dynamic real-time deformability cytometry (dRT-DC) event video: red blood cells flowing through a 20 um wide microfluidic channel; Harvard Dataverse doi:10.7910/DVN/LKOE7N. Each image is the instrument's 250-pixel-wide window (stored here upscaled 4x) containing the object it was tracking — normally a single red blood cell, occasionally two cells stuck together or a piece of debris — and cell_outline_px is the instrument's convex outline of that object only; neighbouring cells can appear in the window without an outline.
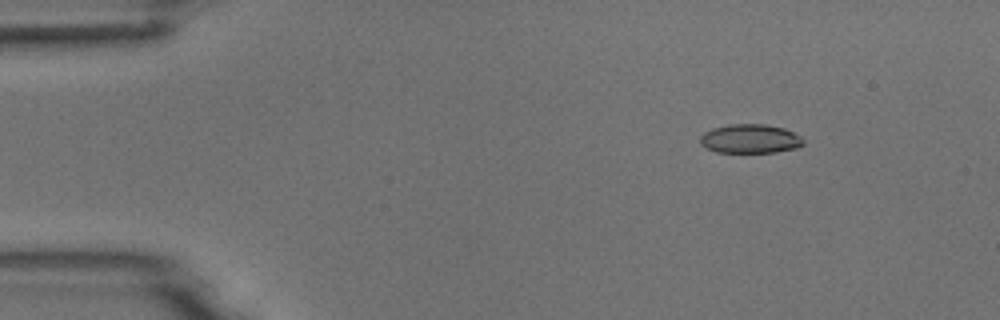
{"species": "common noctule bat (a hibernating species)", "species_latin": "Nyctalus noctula", "temperature_condition": "room temperature", "stored_images_in_passage": 7, "camera_frame_rate_fps": 3000, "um_per_image_px": 0.085, "animal": {"sex": "male", "body_mass_g": 18.8}, "frame": {"image": 1, "passage_image": 2, "time_ms": 1.333, "image_size_px": [1000, 320], "cell_outline_px": [[804, 144], [796, 148], [776, 152], [716, 152], [704, 148], [700, 144], [700, 136], [704, 132], [712, 128], [728, 124], [764, 124], [784, 128], [800, 136], [804, 140]], "centroid_in_image_um": [63.73, 11.79], "position_along_channel_um": 21.3, "area_um2": 17.57}}
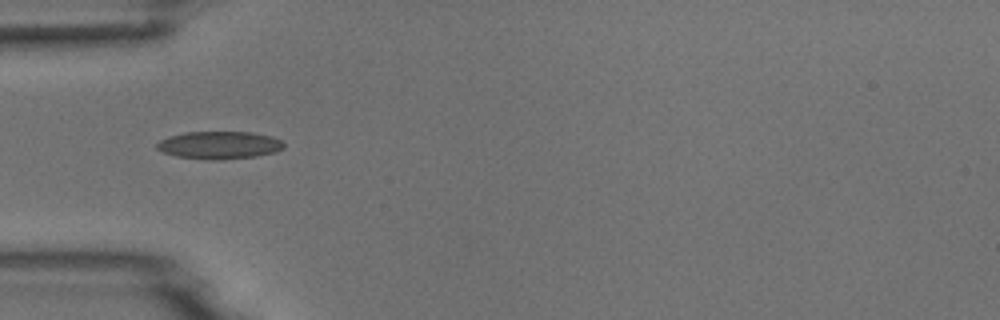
{"frame": {"image": 2, "passage_image": 5, "time_ms": 4.667, "image_size_px": [1000, 320], "cell_outline_px": [[284, 148], [276, 152], [256, 156], [220, 160], [208, 160], [176, 156], [164, 152], [156, 148], [156, 144], [160, 140], [168, 136], [184, 132], [252, 132], [272, 136], [280, 140], [284, 144]], "centroid_in_image_um": [18.64, 12.33], "position_along_channel_um": 66.4, "area_um2": 20.58}}
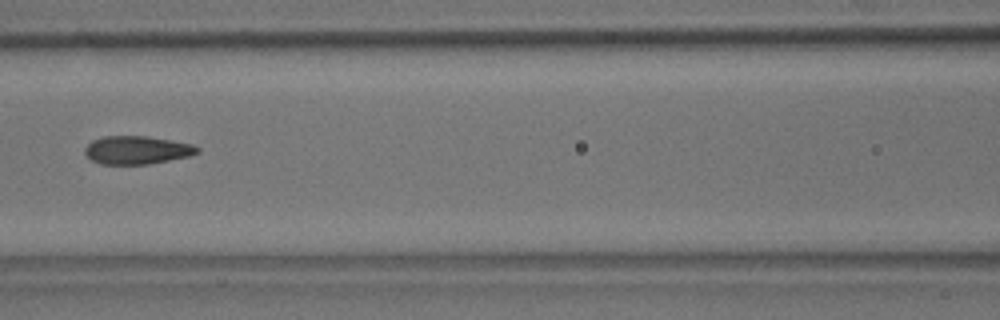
{"frame": {"image": 3, "passage_image": 7, "time_ms": 7.0, "image_size_px": [1000, 320], "cell_outline_px": [[200, 152], [188, 156], [148, 164], [100, 164], [92, 160], [84, 152], [84, 148], [92, 140], [104, 136], [148, 136], [172, 140], [192, 144], [200, 148]], "centroid_in_image_um": [11.64, 12.74], "position_along_channel_um": 155.0, "area_um2": 18.44}}